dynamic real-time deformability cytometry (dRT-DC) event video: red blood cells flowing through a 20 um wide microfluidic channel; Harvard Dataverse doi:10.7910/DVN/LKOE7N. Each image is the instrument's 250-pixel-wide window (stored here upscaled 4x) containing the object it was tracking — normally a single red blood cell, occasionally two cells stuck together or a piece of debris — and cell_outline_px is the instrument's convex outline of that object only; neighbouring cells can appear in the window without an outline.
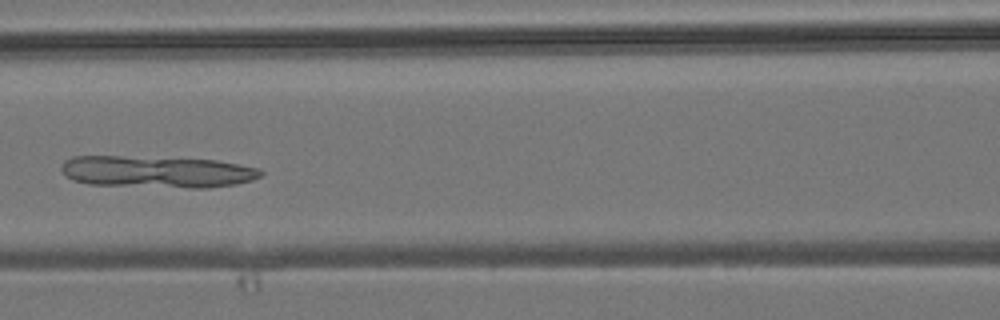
{"species": "common noctule bat (a hibernating species)", "species_latin": "Nyctalus noctula", "temperature_condition": "room temperature", "stored_images_in_passage": 4, "camera_frame_rate_fps": 3000, "um_per_image_px": 0.085, "animal": {"sex": "male", "body_mass_g": 19.2, "forearm_length_mm": 51.8}, "frame": {"image": 1, "passage_image": 4, "time_ms": 4.333, "image_size_px": [1000, 320], "cell_outline_px": [[264, 172], [260, 176], [252, 180], [236, 184], [208, 188], [192, 188], [88, 184], [72, 180], [60, 168], [64, 160], [72, 156], [120, 156], [216, 160], [260, 168]], "centroid_in_image_um": [13.35, 14.6], "position_along_channel_um": 153.3, "area_um2": 36.99}}